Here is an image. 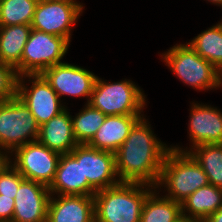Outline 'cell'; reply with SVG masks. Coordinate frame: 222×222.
I'll use <instances>...</instances> for the list:
<instances>
[{"mask_svg": "<svg viewBox=\"0 0 222 222\" xmlns=\"http://www.w3.org/2000/svg\"><path fill=\"white\" fill-rule=\"evenodd\" d=\"M48 188L54 195H95L97 191L88 180H83L82 144L70 153L61 154L54 181Z\"/></svg>", "mask_w": 222, "mask_h": 222, "instance_id": "4fadbf2b", "label": "cell"}, {"mask_svg": "<svg viewBox=\"0 0 222 222\" xmlns=\"http://www.w3.org/2000/svg\"><path fill=\"white\" fill-rule=\"evenodd\" d=\"M143 116L115 152L116 171L121 182L156 186L164 159L171 149L156 137Z\"/></svg>", "mask_w": 222, "mask_h": 222, "instance_id": "6da1fadb", "label": "cell"}, {"mask_svg": "<svg viewBox=\"0 0 222 222\" xmlns=\"http://www.w3.org/2000/svg\"><path fill=\"white\" fill-rule=\"evenodd\" d=\"M42 75L58 96L86 98L88 104L97 75L79 65L62 62L47 68Z\"/></svg>", "mask_w": 222, "mask_h": 222, "instance_id": "8fae6325", "label": "cell"}, {"mask_svg": "<svg viewBox=\"0 0 222 222\" xmlns=\"http://www.w3.org/2000/svg\"><path fill=\"white\" fill-rule=\"evenodd\" d=\"M11 165V153L0 148V175Z\"/></svg>", "mask_w": 222, "mask_h": 222, "instance_id": "f1b7e54d", "label": "cell"}, {"mask_svg": "<svg viewBox=\"0 0 222 222\" xmlns=\"http://www.w3.org/2000/svg\"><path fill=\"white\" fill-rule=\"evenodd\" d=\"M70 42L61 36H55L32 29L24 46L20 65L15 69L18 76L42 74L47 68L62 63Z\"/></svg>", "mask_w": 222, "mask_h": 222, "instance_id": "52a82bcc", "label": "cell"}, {"mask_svg": "<svg viewBox=\"0 0 222 222\" xmlns=\"http://www.w3.org/2000/svg\"><path fill=\"white\" fill-rule=\"evenodd\" d=\"M222 207V188L208 184L196 190L181 203L183 219L203 222Z\"/></svg>", "mask_w": 222, "mask_h": 222, "instance_id": "d6986e66", "label": "cell"}, {"mask_svg": "<svg viewBox=\"0 0 222 222\" xmlns=\"http://www.w3.org/2000/svg\"><path fill=\"white\" fill-rule=\"evenodd\" d=\"M160 195L156 188L148 194L142 207L140 222H182L181 203Z\"/></svg>", "mask_w": 222, "mask_h": 222, "instance_id": "44dd1931", "label": "cell"}, {"mask_svg": "<svg viewBox=\"0 0 222 222\" xmlns=\"http://www.w3.org/2000/svg\"><path fill=\"white\" fill-rule=\"evenodd\" d=\"M203 222H222V207L219 210H217L215 213H212Z\"/></svg>", "mask_w": 222, "mask_h": 222, "instance_id": "f546056e", "label": "cell"}, {"mask_svg": "<svg viewBox=\"0 0 222 222\" xmlns=\"http://www.w3.org/2000/svg\"><path fill=\"white\" fill-rule=\"evenodd\" d=\"M39 127L29 108L18 96L0 101V148L12 153L18 147L36 141Z\"/></svg>", "mask_w": 222, "mask_h": 222, "instance_id": "8992f818", "label": "cell"}, {"mask_svg": "<svg viewBox=\"0 0 222 222\" xmlns=\"http://www.w3.org/2000/svg\"><path fill=\"white\" fill-rule=\"evenodd\" d=\"M154 186L121 182L94 197L95 222H140L144 201Z\"/></svg>", "mask_w": 222, "mask_h": 222, "instance_id": "7a4b0ae2", "label": "cell"}, {"mask_svg": "<svg viewBox=\"0 0 222 222\" xmlns=\"http://www.w3.org/2000/svg\"><path fill=\"white\" fill-rule=\"evenodd\" d=\"M31 25L0 26V62L16 69L21 63Z\"/></svg>", "mask_w": 222, "mask_h": 222, "instance_id": "ffe728a7", "label": "cell"}, {"mask_svg": "<svg viewBox=\"0 0 222 222\" xmlns=\"http://www.w3.org/2000/svg\"><path fill=\"white\" fill-rule=\"evenodd\" d=\"M188 137L191 145L182 148L170 145L172 149L188 152L196 145L222 143V111L204 103H190Z\"/></svg>", "mask_w": 222, "mask_h": 222, "instance_id": "7c38bea8", "label": "cell"}, {"mask_svg": "<svg viewBox=\"0 0 222 222\" xmlns=\"http://www.w3.org/2000/svg\"><path fill=\"white\" fill-rule=\"evenodd\" d=\"M14 214V199L0 195V222H12Z\"/></svg>", "mask_w": 222, "mask_h": 222, "instance_id": "83f0119b", "label": "cell"}, {"mask_svg": "<svg viewBox=\"0 0 222 222\" xmlns=\"http://www.w3.org/2000/svg\"><path fill=\"white\" fill-rule=\"evenodd\" d=\"M38 0H1L0 26L31 25Z\"/></svg>", "mask_w": 222, "mask_h": 222, "instance_id": "d4e9b609", "label": "cell"}, {"mask_svg": "<svg viewBox=\"0 0 222 222\" xmlns=\"http://www.w3.org/2000/svg\"><path fill=\"white\" fill-rule=\"evenodd\" d=\"M52 1L80 2L77 0H52Z\"/></svg>", "mask_w": 222, "mask_h": 222, "instance_id": "1f68e13d", "label": "cell"}, {"mask_svg": "<svg viewBox=\"0 0 222 222\" xmlns=\"http://www.w3.org/2000/svg\"><path fill=\"white\" fill-rule=\"evenodd\" d=\"M83 180L96 190L113 187L121 183L115 162V153L82 144Z\"/></svg>", "mask_w": 222, "mask_h": 222, "instance_id": "9a60e30c", "label": "cell"}, {"mask_svg": "<svg viewBox=\"0 0 222 222\" xmlns=\"http://www.w3.org/2000/svg\"><path fill=\"white\" fill-rule=\"evenodd\" d=\"M222 8V6H220ZM222 28V19L217 23Z\"/></svg>", "mask_w": 222, "mask_h": 222, "instance_id": "d6a6232c", "label": "cell"}, {"mask_svg": "<svg viewBox=\"0 0 222 222\" xmlns=\"http://www.w3.org/2000/svg\"><path fill=\"white\" fill-rule=\"evenodd\" d=\"M46 222H95L94 197L51 194Z\"/></svg>", "mask_w": 222, "mask_h": 222, "instance_id": "2e32d148", "label": "cell"}, {"mask_svg": "<svg viewBox=\"0 0 222 222\" xmlns=\"http://www.w3.org/2000/svg\"><path fill=\"white\" fill-rule=\"evenodd\" d=\"M208 184L206 173L189 152L171 148L164 159L155 188L161 192L164 187L165 197L182 203L196 190Z\"/></svg>", "mask_w": 222, "mask_h": 222, "instance_id": "3957f363", "label": "cell"}, {"mask_svg": "<svg viewBox=\"0 0 222 222\" xmlns=\"http://www.w3.org/2000/svg\"><path fill=\"white\" fill-rule=\"evenodd\" d=\"M145 115H107L88 146L115 153L133 126Z\"/></svg>", "mask_w": 222, "mask_h": 222, "instance_id": "e0dca14e", "label": "cell"}, {"mask_svg": "<svg viewBox=\"0 0 222 222\" xmlns=\"http://www.w3.org/2000/svg\"><path fill=\"white\" fill-rule=\"evenodd\" d=\"M188 152L206 173L209 184L222 188V143L196 145Z\"/></svg>", "mask_w": 222, "mask_h": 222, "instance_id": "603a6c76", "label": "cell"}, {"mask_svg": "<svg viewBox=\"0 0 222 222\" xmlns=\"http://www.w3.org/2000/svg\"><path fill=\"white\" fill-rule=\"evenodd\" d=\"M106 116L86 103L75 116L71 115L73 135L77 143L88 144L105 121Z\"/></svg>", "mask_w": 222, "mask_h": 222, "instance_id": "cb8c5ba5", "label": "cell"}, {"mask_svg": "<svg viewBox=\"0 0 222 222\" xmlns=\"http://www.w3.org/2000/svg\"><path fill=\"white\" fill-rule=\"evenodd\" d=\"M84 8L82 2L38 0L31 27L71 42L72 29Z\"/></svg>", "mask_w": 222, "mask_h": 222, "instance_id": "30bf717a", "label": "cell"}, {"mask_svg": "<svg viewBox=\"0 0 222 222\" xmlns=\"http://www.w3.org/2000/svg\"><path fill=\"white\" fill-rule=\"evenodd\" d=\"M17 82L16 70L0 62V101H7L17 96Z\"/></svg>", "mask_w": 222, "mask_h": 222, "instance_id": "484cf974", "label": "cell"}, {"mask_svg": "<svg viewBox=\"0 0 222 222\" xmlns=\"http://www.w3.org/2000/svg\"><path fill=\"white\" fill-rule=\"evenodd\" d=\"M96 77L88 104L105 115H144V91L130 79L106 82ZM143 112V113H142Z\"/></svg>", "mask_w": 222, "mask_h": 222, "instance_id": "5b68a950", "label": "cell"}, {"mask_svg": "<svg viewBox=\"0 0 222 222\" xmlns=\"http://www.w3.org/2000/svg\"><path fill=\"white\" fill-rule=\"evenodd\" d=\"M50 196L48 186L24 179L14 198L12 222H46Z\"/></svg>", "mask_w": 222, "mask_h": 222, "instance_id": "5bb4252c", "label": "cell"}, {"mask_svg": "<svg viewBox=\"0 0 222 222\" xmlns=\"http://www.w3.org/2000/svg\"><path fill=\"white\" fill-rule=\"evenodd\" d=\"M186 43L222 73V28L218 24L208 27Z\"/></svg>", "mask_w": 222, "mask_h": 222, "instance_id": "7402d4cb", "label": "cell"}, {"mask_svg": "<svg viewBox=\"0 0 222 222\" xmlns=\"http://www.w3.org/2000/svg\"><path fill=\"white\" fill-rule=\"evenodd\" d=\"M66 107L55 117L39 127L38 141L60 154L70 153L77 145L73 135L72 119Z\"/></svg>", "mask_w": 222, "mask_h": 222, "instance_id": "ac0fdd59", "label": "cell"}, {"mask_svg": "<svg viewBox=\"0 0 222 222\" xmlns=\"http://www.w3.org/2000/svg\"><path fill=\"white\" fill-rule=\"evenodd\" d=\"M13 156V157H12ZM61 154L38 140L11 153V165L25 178L50 186L54 181Z\"/></svg>", "mask_w": 222, "mask_h": 222, "instance_id": "9c48e42d", "label": "cell"}, {"mask_svg": "<svg viewBox=\"0 0 222 222\" xmlns=\"http://www.w3.org/2000/svg\"><path fill=\"white\" fill-rule=\"evenodd\" d=\"M206 1L217 6H222V0H206Z\"/></svg>", "mask_w": 222, "mask_h": 222, "instance_id": "4dcf8cb0", "label": "cell"}, {"mask_svg": "<svg viewBox=\"0 0 222 222\" xmlns=\"http://www.w3.org/2000/svg\"><path fill=\"white\" fill-rule=\"evenodd\" d=\"M175 77L198 91L218 90L222 87V73L199 56L188 43L176 44L160 54Z\"/></svg>", "mask_w": 222, "mask_h": 222, "instance_id": "277c9868", "label": "cell"}, {"mask_svg": "<svg viewBox=\"0 0 222 222\" xmlns=\"http://www.w3.org/2000/svg\"><path fill=\"white\" fill-rule=\"evenodd\" d=\"M25 82L31 86L29 87ZM17 96L29 108L39 126L67 107L42 74L18 76Z\"/></svg>", "mask_w": 222, "mask_h": 222, "instance_id": "ba28073f", "label": "cell"}, {"mask_svg": "<svg viewBox=\"0 0 222 222\" xmlns=\"http://www.w3.org/2000/svg\"><path fill=\"white\" fill-rule=\"evenodd\" d=\"M24 179L25 178L12 165H9L0 175V195L14 199Z\"/></svg>", "mask_w": 222, "mask_h": 222, "instance_id": "4316f807", "label": "cell"}]
</instances>
